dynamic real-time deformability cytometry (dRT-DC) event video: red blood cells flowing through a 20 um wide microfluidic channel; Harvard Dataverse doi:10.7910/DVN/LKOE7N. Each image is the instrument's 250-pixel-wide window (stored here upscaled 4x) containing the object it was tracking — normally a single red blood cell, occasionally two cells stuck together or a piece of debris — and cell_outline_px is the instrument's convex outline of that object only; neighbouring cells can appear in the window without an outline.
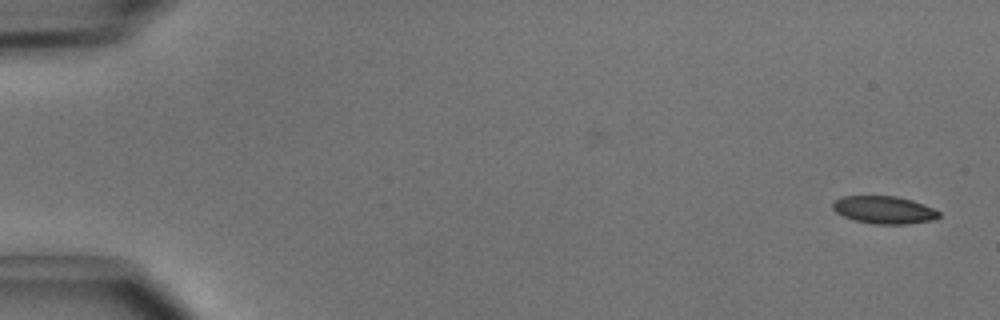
{"species": "common noctule bat (a hibernating species)", "species_latin": "Nyctalus noctula", "temperature_condition": "cold", "stored_images_in_passage": 44, "camera_frame_rate_fps": 3000, "um_per_image_px": 0.085, "animal": {"sex": "male", "body_mass_g": 15.6}, "frame": {"image": 1, "passage_image": 1, "time_ms": 0.0, "image_size_px": [1000, 320], "cell_outline_px": [[940, 216], [936, 220], [908, 224], [872, 224], [852, 220], [836, 212], [832, 208], [832, 204], [836, 200], [844, 196], [896, 196], [912, 200], [924, 204], [940, 212]], "centroid_in_image_um": [75.17, 17.85], "position_along_channel_um": 9.8, "area_um2": 17.22}}
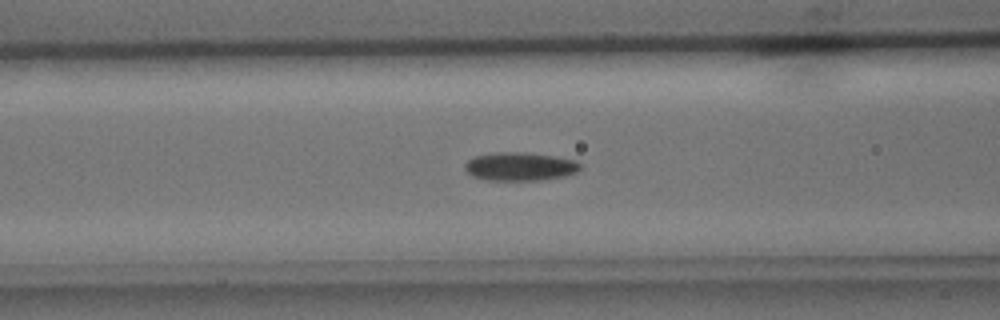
{"frame": {"image": 2, "passage_image": 20, "time_ms": 6.333, "image_size_px": [1000, 320], "cell_outline_px": [[580, 168], [576, 172], [564, 176], [544, 180], [488, 180], [472, 176], [464, 168], [464, 164], [472, 156], [492, 152], [524, 152], [556, 156], [576, 160], [580, 164]], "centroid_in_image_um": [44.17, 14.14], "position_along_channel_um": 122.4, "area_um2": 19.31}}
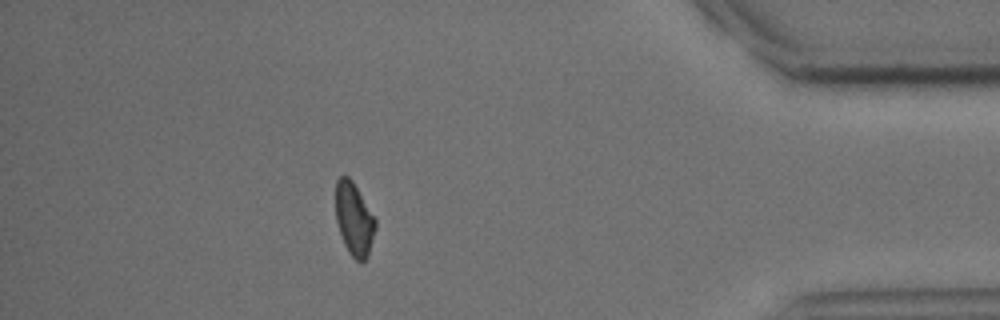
{"frame": {"image": 3, "passage_image": 44, "time_ms": 14.333, "image_size_px": [1000, 320], "cell_outline_px": [[376, 228], [368, 256], [364, 260], [356, 260], [348, 252], [344, 244], [336, 220], [336, 180], [340, 176], [348, 176], [352, 180], [376, 220]], "centroid_in_image_um": [30.09, 18.62], "position_along_channel_um": 405.1, "area_um2": 16.7}, "authors_computed_cell_mechanics": {"area_um2": 18.0914, "velocity_mm_per_s": 4.0256, "shape_relaxation_time_tau1_ms": 4.0441, "shape_relaxation_time_tau2_ms": null, "deformation_change_tau1": 0.1092, "deformation_change_tau2": null}}